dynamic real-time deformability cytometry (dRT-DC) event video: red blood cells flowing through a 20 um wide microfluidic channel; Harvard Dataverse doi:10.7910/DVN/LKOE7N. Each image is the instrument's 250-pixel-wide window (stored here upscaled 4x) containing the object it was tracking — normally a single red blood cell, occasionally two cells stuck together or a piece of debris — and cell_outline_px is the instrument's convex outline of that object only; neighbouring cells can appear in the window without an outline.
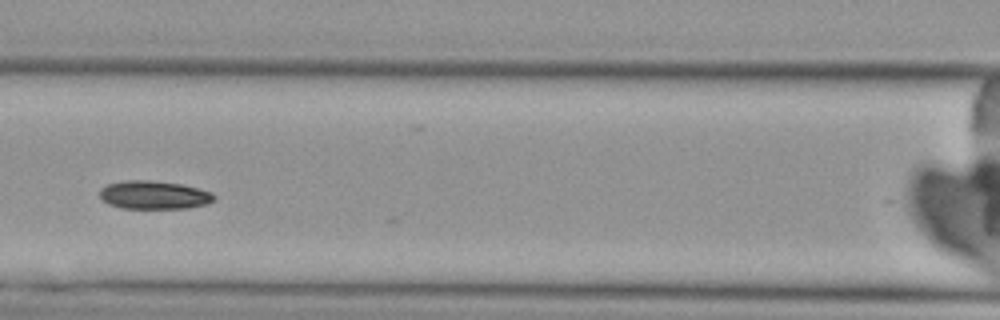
{"species": "Egyptian fruit bat (a non-hibernating species)", "species_latin": "Rousettus aegyptiacus", "temperature_condition": "cold", "stored_images_in_passage": 4, "camera_frame_rate_fps": 3000, "um_per_image_px": 0.085, "animal": {"sex": "female"}, "frame": {"image": 1, "passage_image": 4, "time_ms": 3.333, "image_size_px": [1000, 320], "cell_outline_px": [[216, 200], [208, 204], [188, 208], [124, 208], [108, 204], [100, 196], [100, 188], [108, 184], [124, 180], [152, 180], [180, 184], [200, 188], [212, 192], [216, 196]], "centroid_in_image_um": [13.14, 16.57], "position_along_channel_um": 153.5, "area_um2": 19.02}}